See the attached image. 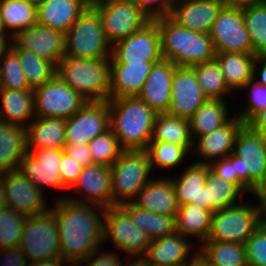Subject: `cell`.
Returning <instances> with one entry per match:
<instances>
[{"label":"cell","instance_id":"1","mask_svg":"<svg viewBox=\"0 0 266 266\" xmlns=\"http://www.w3.org/2000/svg\"><path fill=\"white\" fill-rule=\"evenodd\" d=\"M55 203V204H54ZM51 206L62 261H83L103 244V207L56 198Z\"/></svg>","mask_w":266,"mask_h":266},{"label":"cell","instance_id":"2","mask_svg":"<svg viewBox=\"0 0 266 266\" xmlns=\"http://www.w3.org/2000/svg\"><path fill=\"white\" fill-rule=\"evenodd\" d=\"M109 126L124 150H145L156 113L138 96L110 98Z\"/></svg>","mask_w":266,"mask_h":266},{"label":"cell","instance_id":"3","mask_svg":"<svg viewBox=\"0 0 266 266\" xmlns=\"http://www.w3.org/2000/svg\"><path fill=\"white\" fill-rule=\"evenodd\" d=\"M155 21L160 32L163 59L183 67H192L215 59L216 51L209 33L182 27L169 16Z\"/></svg>","mask_w":266,"mask_h":266},{"label":"cell","instance_id":"4","mask_svg":"<svg viewBox=\"0 0 266 266\" xmlns=\"http://www.w3.org/2000/svg\"><path fill=\"white\" fill-rule=\"evenodd\" d=\"M56 75L90 102L110 99V58L86 59L64 56Z\"/></svg>","mask_w":266,"mask_h":266},{"label":"cell","instance_id":"5","mask_svg":"<svg viewBox=\"0 0 266 266\" xmlns=\"http://www.w3.org/2000/svg\"><path fill=\"white\" fill-rule=\"evenodd\" d=\"M110 168L112 206L133 202L153 177L145 150H124Z\"/></svg>","mask_w":266,"mask_h":266},{"label":"cell","instance_id":"6","mask_svg":"<svg viewBox=\"0 0 266 266\" xmlns=\"http://www.w3.org/2000/svg\"><path fill=\"white\" fill-rule=\"evenodd\" d=\"M112 45L107 40L98 12L87 7L65 33L64 56L86 59L111 58Z\"/></svg>","mask_w":266,"mask_h":266},{"label":"cell","instance_id":"7","mask_svg":"<svg viewBox=\"0 0 266 266\" xmlns=\"http://www.w3.org/2000/svg\"><path fill=\"white\" fill-rule=\"evenodd\" d=\"M249 197L248 195L240 203L212 213L211 229L206 241L245 244L264 222L253 199L249 201Z\"/></svg>","mask_w":266,"mask_h":266},{"label":"cell","instance_id":"8","mask_svg":"<svg viewBox=\"0 0 266 266\" xmlns=\"http://www.w3.org/2000/svg\"><path fill=\"white\" fill-rule=\"evenodd\" d=\"M234 169L238 188L246 195L266 178V146L261 137L245 124L238 132L233 147Z\"/></svg>","mask_w":266,"mask_h":266},{"label":"cell","instance_id":"9","mask_svg":"<svg viewBox=\"0 0 266 266\" xmlns=\"http://www.w3.org/2000/svg\"><path fill=\"white\" fill-rule=\"evenodd\" d=\"M18 247L29 263L61 260L58 227L51 210L26 217Z\"/></svg>","mask_w":266,"mask_h":266},{"label":"cell","instance_id":"10","mask_svg":"<svg viewBox=\"0 0 266 266\" xmlns=\"http://www.w3.org/2000/svg\"><path fill=\"white\" fill-rule=\"evenodd\" d=\"M107 241H112L113 247L127 253L128 258H142L152 242L148 234L135 226L120 206L104 209L103 244Z\"/></svg>","mask_w":266,"mask_h":266},{"label":"cell","instance_id":"11","mask_svg":"<svg viewBox=\"0 0 266 266\" xmlns=\"http://www.w3.org/2000/svg\"><path fill=\"white\" fill-rule=\"evenodd\" d=\"M33 98L36 117L68 119L88 102L56 74L33 89Z\"/></svg>","mask_w":266,"mask_h":266},{"label":"cell","instance_id":"12","mask_svg":"<svg viewBox=\"0 0 266 266\" xmlns=\"http://www.w3.org/2000/svg\"><path fill=\"white\" fill-rule=\"evenodd\" d=\"M162 59L160 32L155 20L112 45L110 64L158 62Z\"/></svg>","mask_w":266,"mask_h":266},{"label":"cell","instance_id":"13","mask_svg":"<svg viewBox=\"0 0 266 266\" xmlns=\"http://www.w3.org/2000/svg\"><path fill=\"white\" fill-rule=\"evenodd\" d=\"M209 35L216 53H252L243 9L224 6L215 19Z\"/></svg>","mask_w":266,"mask_h":266},{"label":"cell","instance_id":"14","mask_svg":"<svg viewBox=\"0 0 266 266\" xmlns=\"http://www.w3.org/2000/svg\"><path fill=\"white\" fill-rule=\"evenodd\" d=\"M94 9L101 18L105 36L111 45L132 35L150 21L130 0L110 2Z\"/></svg>","mask_w":266,"mask_h":266},{"label":"cell","instance_id":"15","mask_svg":"<svg viewBox=\"0 0 266 266\" xmlns=\"http://www.w3.org/2000/svg\"><path fill=\"white\" fill-rule=\"evenodd\" d=\"M6 206L25 216L42 214L51 209L45 193L19 169L1 173Z\"/></svg>","mask_w":266,"mask_h":266},{"label":"cell","instance_id":"16","mask_svg":"<svg viewBox=\"0 0 266 266\" xmlns=\"http://www.w3.org/2000/svg\"><path fill=\"white\" fill-rule=\"evenodd\" d=\"M108 102L88 101L66 119L65 145L84 144L110 129Z\"/></svg>","mask_w":266,"mask_h":266},{"label":"cell","instance_id":"17","mask_svg":"<svg viewBox=\"0 0 266 266\" xmlns=\"http://www.w3.org/2000/svg\"><path fill=\"white\" fill-rule=\"evenodd\" d=\"M63 152L64 149H37L27 152L20 162L19 170L43 192L51 187L60 189L61 194L62 190L68 191L62 183L59 171Z\"/></svg>","mask_w":266,"mask_h":266},{"label":"cell","instance_id":"18","mask_svg":"<svg viewBox=\"0 0 266 266\" xmlns=\"http://www.w3.org/2000/svg\"><path fill=\"white\" fill-rule=\"evenodd\" d=\"M79 196L66 198L76 203L95 204L103 208L112 206L111 168L101 164H90L83 167L77 181L68 190ZM81 195V196H80ZM75 197V198H74Z\"/></svg>","mask_w":266,"mask_h":266},{"label":"cell","instance_id":"19","mask_svg":"<svg viewBox=\"0 0 266 266\" xmlns=\"http://www.w3.org/2000/svg\"><path fill=\"white\" fill-rule=\"evenodd\" d=\"M207 100L192 67L177 66L171 86L169 115L189 119Z\"/></svg>","mask_w":266,"mask_h":266},{"label":"cell","instance_id":"20","mask_svg":"<svg viewBox=\"0 0 266 266\" xmlns=\"http://www.w3.org/2000/svg\"><path fill=\"white\" fill-rule=\"evenodd\" d=\"M13 42L20 49L33 52L55 66L65 54V33L38 23L19 32Z\"/></svg>","mask_w":266,"mask_h":266},{"label":"cell","instance_id":"21","mask_svg":"<svg viewBox=\"0 0 266 266\" xmlns=\"http://www.w3.org/2000/svg\"><path fill=\"white\" fill-rule=\"evenodd\" d=\"M245 124L236 115L220 128L197 137L193 141V149L191 153H196L199 160L195 163L210 165L213 161L226 158L233 153V147L239 130ZM194 150V151H193Z\"/></svg>","mask_w":266,"mask_h":266},{"label":"cell","instance_id":"22","mask_svg":"<svg viewBox=\"0 0 266 266\" xmlns=\"http://www.w3.org/2000/svg\"><path fill=\"white\" fill-rule=\"evenodd\" d=\"M193 247L191 239L175 231L153 240L142 259L157 266H184L192 262L198 254V249Z\"/></svg>","mask_w":266,"mask_h":266},{"label":"cell","instance_id":"23","mask_svg":"<svg viewBox=\"0 0 266 266\" xmlns=\"http://www.w3.org/2000/svg\"><path fill=\"white\" fill-rule=\"evenodd\" d=\"M224 6L223 0H175L169 17L182 27L209 33Z\"/></svg>","mask_w":266,"mask_h":266},{"label":"cell","instance_id":"24","mask_svg":"<svg viewBox=\"0 0 266 266\" xmlns=\"http://www.w3.org/2000/svg\"><path fill=\"white\" fill-rule=\"evenodd\" d=\"M176 65L167 59L156 62L138 97L156 114L167 113L171 103V86Z\"/></svg>","mask_w":266,"mask_h":266},{"label":"cell","instance_id":"25","mask_svg":"<svg viewBox=\"0 0 266 266\" xmlns=\"http://www.w3.org/2000/svg\"><path fill=\"white\" fill-rule=\"evenodd\" d=\"M175 177H170L178 205L191 204L208 210L206 202L207 164L191 162Z\"/></svg>","mask_w":266,"mask_h":266},{"label":"cell","instance_id":"26","mask_svg":"<svg viewBox=\"0 0 266 266\" xmlns=\"http://www.w3.org/2000/svg\"><path fill=\"white\" fill-rule=\"evenodd\" d=\"M154 176L138 193L133 201L139 208L156 214L176 215L179 205L170 175ZM156 178V179H155Z\"/></svg>","mask_w":266,"mask_h":266},{"label":"cell","instance_id":"27","mask_svg":"<svg viewBox=\"0 0 266 266\" xmlns=\"http://www.w3.org/2000/svg\"><path fill=\"white\" fill-rule=\"evenodd\" d=\"M155 63L110 64V98L138 96Z\"/></svg>","mask_w":266,"mask_h":266},{"label":"cell","instance_id":"28","mask_svg":"<svg viewBox=\"0 0 266 266\" xmlns=\"http://www.w3.org/2000/svg\"><path fill=\"white\" fill-rule=\"evenodd\" d=\"M87 7L86 0H42L37 23L66 33Z\"/></svg>","mask_w":266,"mask_h":266},{"label":"cell","instance_id":"29","mask_svg":"<svg viewBox=\"0 0 266 266\" xmlns=\"http://www.w3.org/2000/svg\"><path fill=\"white\" fill-rule=\"evenodd\" d=\"M66 119L35 117L26 127L27 151L64 149Z\"/></svg>","mask_w":266,"mask_h":266},{"label":"cell","instance_id":"30","mask_svg":"<svg viewBox=\"0 0 266 266\" xmlns=\"http://www.w3.org/2000/svg\"><path fill=\"white\" fill-rule=\"evenodd\" d=\"M27 152L26 127L0 120V173L19 169Z\"/></svg>","mask_w":266,"mask_h":266},{"label":"cell","instance_id":"31","mask_svg":"<svg viewBox=\"0 0 266 266\" xmlns=\"http://www.w3.org/2000/svg\"><path fill=\"white\" fill-rule=\"evenodd\" d=\"M228 101L230 100L207 99L188 119L193 141L220 128L235 115L229 112Z\"/></svg>","mask_w":266,"mask_h":266},{"label":"cell","instance_id":"32","mask_svg":"<svg viewBox=\"0 0 266 266\" xmlns=\"http://www.w3.org/2000/svg\"><path fill=\"white\" fill-rule=\"evenodd\" d=\"M225 83L235 95L243 86L253 79V68L256 55L252 53H216Z\"/></svg>","mask_w":266,"mask_h":266},{"label":"cell","instance_id":"33","mask_svg":"<svg viewBox=\"0 0 266 266\" xmlns=\"http://www.w3.org/2000/svg\"><path fill=\"white\" fill-rule=\"evenodd\" d=\"M0 120L27 127L36 117L33 90L0 89Z\"/></svg>","mask_w":266,"mask_h":266},{"label":"cell","instance_id":"34","mask_svg":"<svg viewBox=\"0 0 266 266\" xmlns=\"http://www.w3.org/2000/svg\"><path fill=\"white\" fill-rule=\"evenodd\" d=\"M120 207L130 216L132 223L146 232L152 241L176 231V215L156 214L139 208L133 202L122 204Z\"/></svg>","mask_w":266,"mask_h":266},{"label":"cell","instance_id":"35","mask_svg":"<svg viewBox=\"0 0 266 266\" xmlns=\"http://www.w3.org/2000/svg\"><path fill=\"white\" fill-rule=\"evenodd\" d=\"M212 211L191 204L179 206L176 214V231L189 238H197L202 244L211 229Z\"/></svg>","mask_w":266,"mask_h":266},{"label":"cell","instance_id":"36","mask_svg":"<svg viewBox=\"0 0 266 266\" xmlns=\"http://www.w3.org/2000/svg\"><path fill=\"white\" fill-rule=\"evenodd\" d=\"M151 141L168 142L184 146L189 152L193 149L189 120L169 115L157 114Z\"/></svg>","mask_w":266,"mask_h":266},{"label":"cell","instance_id":"37","mask_svg":"<svg viewBox=\"0 0 266 266\" xmlns=\"http://www.w3.org/2000/svg\"><path fill=\"white\" fill-rule=\"evenodd\" d=\"M206 202L208 210L214 212L240 203L246 195L234 184L225 181L207 164Z\"/></svg>","mask_w":266,"mask_h":266},{"label":"cell","instance_id":"38","mask_svg":"<svg viewBox=\"0 0 266 266\" xmlns=\"http://www.w3.org/2000/svg\"><path fill=\"white\" fill-rule=\"evenodd\" d=\"M0 14L4 28L12 38L37 24V5L25 0H0Z\"/></svg>","mask_w":266,"mask_h":266},{"label":"cell","instance_id":"39","mask_svg":"<svg viewBox=\"0 0 266 266\" xmlns=\"http://www.w3.org/2000/svg\"><path fill=\"white\" fill-rule=\"evenodd\" d=\"M198 245V253L214 266H248L245 244L205 241Z\"/></svg>","mask_w":266,"mask_h":266},{"label":"cell","instance_id":"40","mask_svg":"<svg viewBox=\"0 0 266 266\" xmlns=\"http://www.w3.org/2000/svg\"><path fill=\"white\" fill-rule=\"evenodd\" d=\"M198 83L207 99L227 100L234 95L227 87L216 59L192 66ZM231 95V96H230ZM229 96V98H227Z\"/></svg>","mask_w":266,"mask_h":266},{"label":"cell","instance_id":"41","mask_svg":"<svg viewBox=\"0 0 266 266\" xmlns=\"http://www.w3.org/2000/svg\"><path fill=\"white\" fill-rule=\"evenodd\" d=\"M11 50L18 56L23 73L32 89L46 83L56 74V66L51 61L38 57L33 52L20 49L14 42Z\"/></svg>","mask_w":266,"mask_h":266},{"label":"cell","instance_id":"42","mask_svg":"<svg viewBox=\"0 0 266 266\" xmlns=\"http://www.w3.org/2000/svg\"><path fill=\"white\" fill-rule=\"evenodd\" d=\"M145 151L148 154L153 172L156 171V168L175 171L174 168H178L185 161L187 162L190 154L184 146L157 141H150Z\"/></svg>","mask_w":266,"mask_h":266},{"label":"cell","instance_id":"43","mask_svg":"<svg viewBox=\"0 0 266 266\" xmlns=\"http://www.w3.org/2000/svg\"><path fill=\"white\" fill-rule=\"evenodd\" d=\"M243 17L252 43V54H266V2L244 8Z\"/></svg>","mask_w":266,"mask_h":266},{"label":"cell","instance_id":"44","mask_svg":"<svg viewBox=\"0 0 266 266\" xmlns=\"http://www.w3.org/2000/svg\"><path fill=\"white\" fill-rule=\"evenodd\" d=\"M93 163L110 167L121 155L124 149L120 146L118 138L109 129L96 136L88 143Z\"/></svg>","mask_w":266,"mask_h":266},{"label":"cell","instance_id":"45","mask_svg":"<svg viewBox=\"0 0 266 266\" xmlns=\"http://www.w3.org/2000/svg\"><path fill=\"white\" fill-rule=\"evenodd\" d=\"M26 217L7 206L0 211V249L19 246Z\"/></svg>","mask_w":266,"mask_h":266},{"label":"cell","instance_id":"46","mask_svg":"<svg viewBox=\"0 0 266 266\" xmlns=\"http://www.w3.org/2000/svg\"><path fill=\"white\" fill-rule=\"evenodd\" d=\"M1 88L11 90H33L23 73L18 56L10 51L0 60Z\"/></svg>","mask_w":266,"mask_h":266},{"label":"cell","instance_id":"47","mask_svg":"<svg viewBox=\"0 0 266 266\" xmlns=\"http://www.w3.org/2000/svg\"><path fill=\"white\" fill-rule=\"evenodd\" d=\"M244 90L248 100L245 106L234 114L247 124L257 113L266 109V86L251 80L243 86L242 91Z\"/></svg>","mask_w":266,"mask_h":266},{"label":"cell","instance_id":"48","mask_svg":"<svg viewBox=\"0 0 266 266\" xmlns=\"http://www.w3.org/2000/svg\"><path fill=\"white\" fill-rule=\"evenodd\" d=\"M248 266H266V221L245 242Z\"/></svg>","mask_w":266,"mask_h":266},{"label":"cell","instance_id":"49","mask_svg":"<svg viewBox=\"0 0 266 266\" xmlns=\"http://www.w3.org/2000/svg\"><path fill=\"white\" fill-rule=\"evenodd\" d=\"M150 19L170 16L175 0H130Z\"/></svg>","mask_w":266,"mask_h":266},{"label":"cell","instance_id":"50","mask_svg":"<svg viewBox=\"0 0 266 266\" xmlns=\"http://www.w3.org/2000/svg\"><path fill=\"white\" fill-rule=\"evenodd\" d=\"M83 166L79 164L65 152H63L61 162H60V176L62 179L63 185L69 190L73 184L77 181L78 176L82 172Z\"/></svg>","mask_w":266,"mask_h":266},{"label":"cell","instance_id":"51","mask_svg":"<svg viewBox=\"0 0 266 266\" xmlns=\"http://www.w3.org/2000/svg\"><path fill=\"white\" fill-rule=\"evenodd\" d=\"M119 253L116 250L115 252L113 250L104 252L101 248V250L97 249L91 253L82 262L85 266H121L124 258H121Z\"/></svg>","mask_w":266,"mask_h":266},{"label":"cell","instance_id":"52","mask_svg":"<svg viewBox=\"0 0 266 266\" xmlns=\"http://www.w3.org/2000/svg\"><path fill=\"white\" fill-rule=\"evenodd\" d=\"M210 169L225 181L234 183L238 187V174L234 169V155L213 161Z\"/></svg>","mask_w":266,"mask_h":266},{"label":"cell","instance_id":"53","mask_svg":"<svg viewBox=\"0 0 266 266\" xmlns=\"http://www.w3.org/2000/svg\"><path fill=\"white\" fill-rule=\"evenodd\" d=\"M27 257L19 247L0 249V266H28Z\"/></svg>","mask_w":266,"mask_h":266},{"label":"cell","instance_id":"54","mask_svg":"<svg viewBox=\"0 0 266 266\" xmlns=\"http://www.w3.org/2000/svg\"><path fill=\"white\" fill-rule=\"evenodd\" d=\"M64 152L72 158H75L83 167L93 164L92 155L88 149V143L65 145Z\"/></svg>","mask_w":266,"mask_h":266},{"label":"cell","instance_id":"55","mask_svg":"<svg viewBox=\"0 0 266 266\" xmlns=\"http://www.w3.org/2000/svg\"><path fill=\"white\" fill-rule=\"evenodd\" d=\"M253 201L260 212L261 217L266 221V178L259 181L256 186L251 190Z\"/></svg>","mask_w":266,"mask_h":266},{"label":"cell","instance_id":"56","mask_svg":"<svg viewBox=\"0 0 266 266\" xmlns=\"http://www.w3.org/2000/svg\"><path fill=\"white\" fill-rule=\"evenodd\" d=\"M252 80L266 86V54L256 55Z\"/></svg>","mask_w":266,"mask_h":266},{"label":"cell","instance_id":"57","mask_svg":"<svg viewBox=\"0 0 266 266\" xmlns=\"http://www.w3.org/2000/svg\"><path fill=\"white\" fill-rule=\"evenodd\" d=\"M247 125L255 132H257L260 128L266 127V109L257 113L248 123Z\"/></svg>","mask_w":266,"mask_h":266},{"label":"cell","instance_id":"58","mask_svg":"<svg viewBox=\"0 0 266 266\" xmlns=\"http://www.w3.org/2000/svg\"><path fill=\"white\" fill-rule=\"evenodd\" d=\"M226 7L244 9L255 4L266 2V0H223Z\"/></svg>","mask_w":266,"mask_h":266},{"label":"cell","instance_id":"59","mask_svg":"<svg viewBox=\"0 0 266 266\" xmlns=\"http://www.w3.org/2000/svg\"><path fill=\"white\" fill-rule=\"evenodd\" d=\"M12 42L11 36H0V60L10 51Z\"/></svg>","mask_w":266,"mask_h":266},{"label":"cell","instance_id":"60","mask_svg":"<svg viewBox=\"0 0 266 266\" xmlns=\"http://www.w3.org/2000/svg\"><path fill=\"white\" fill-rule=\"evenodd\" d=\"M28 266H62V260L54 261H33Z\"/></svg>","mask_w":266,"mask_h":266},{"label":"cell","instance_id":"61","mask_svg":"<svg viewBox=\"0 0 266 266\" xmlns=\"http://www.w3.org/2000/svg\"><path fill=\"white\" fill-rule=\"evenodd\" d=\"M127 260L125 258V262L121 266H144V260L142 258H127Z\"/></svg>","mask_w":266,"mask_h":266},{"label":"cell","instance_id":"62","mask_svg":"<svg viewBox=\"0 0 266 266\" xmlns=\"http://www.w3.org/2000/svg\"><path fill=\"white\" fill-rule=\"evenodd\" d=\"M88 7L94 8L100 5H104L110 2L123 1V0H86Z\"/></svg>","mask_w":266,"mask_h":266},{"label":"cell","instance_id":"63","mask_svg":"<svg viewBox=\"0 0 266 266\" xmlns=\"http://www.w3.org/2000/svg\"><path fill=\"white\" fill-rule=\"evenodd\" d=\"M6 206L5 195H4V181L0 173V211Z\"/></svg>","mask_w":266,"mask_h":266},{"label":"cell","instance_id":"64","mask_svg":"<svg viewBox=\"0 0 266 266\" xmlns=\"http://www.w3.org/2000/svg\"><path fill=\"white\" fill-rule=\"evenodd\" d=\"M184 266H204V258L198 253L192 262Z\"/></svg>","mask_w":266,"mask_h":266},{"label":"cell","instance_id":"65","mask_svg":"<svg viewBox=\"0 0 266 266\" xmlns=\"http://www.w3.org/2000/svg\"><path fill=\"white\" fill-rule=\"evenodd\" d=\"M62 266H84V265L82 261H62Z\"/></svg>","mask_w":266,"mask_h":266},{"label":"cell","instance_id":"66","mask_svg":"<svg viewBox=\"0 0 266 266\" xmlns=\"http://www.w3.org/2000/svg\"><path fill=\"white\" fill-rule=\"evenodd\" d=\"M257 133L261 137L263 144L266 146V127L260 128Z\"/></svg>","mask_w":266,"mask_h":266},{"label":"cell","instance_id":"67","mask_svg":"<svg viewBox=\"0 0 266 266\" xmlns=\"http://www.w3.org/2000/svg\"><path fill=\"white\" fill-rule=\"evenodd\" d=\"M0 36H10L8 34V32L6 31V29L4 28L3 22H2V18H1V14H0Z\"/></svg>","mask_w":266,"mask_h":266},{"label":"cell","instance_id":"68","mask_svg":"<svg viewBox=\"0 0 266 266\" xmlns=\"http://www.w3.org/2000/svg\"><path fill=\"white\" fill-rule=\"evenodd\" d=\"M25 1L33 3V4L37 5V6L42 2V0H25Z\"/></svg>","mask_w":266,"mask_h":266},{"label":"cell","instance_id":"69","mask_svg":"<svg viewBox=\"0 0 266 266\" xmlns=\"http://www.w3.org/2000/svg\"><path fill=\"white\" fill-rule=\"evenodd\" d=\"M204 266H214V265L208 263V262L204 259Z\"/></svg>","mask_w":266,"mask_h":266},{"label":"cell","instance_id":"70","mask_svg":"<svg viewBox=\"0 0 266 266\" xmlns=\"http://www.w3.org/2000/svg\"><path fill=\"white\" fill-rule=\"evenodd\" d=\"M144 266H157V265L149 264V263H146V262L144 261Z\"/></svg>","mask_w":266,"mask_h":266},{"label":"cell","instance_id":"71","mask_svg":"<svg viewBox=\"0 0 266 266\" xmlns=\"http://www.w3.org/2000/svg\"><path fill=\"white\" fill-rule=\"evenodd\" d=\"M2 83H1V71H0V89H1Z\"/></svg>","mask_w":266,"mask_h":266}]
</instances>
